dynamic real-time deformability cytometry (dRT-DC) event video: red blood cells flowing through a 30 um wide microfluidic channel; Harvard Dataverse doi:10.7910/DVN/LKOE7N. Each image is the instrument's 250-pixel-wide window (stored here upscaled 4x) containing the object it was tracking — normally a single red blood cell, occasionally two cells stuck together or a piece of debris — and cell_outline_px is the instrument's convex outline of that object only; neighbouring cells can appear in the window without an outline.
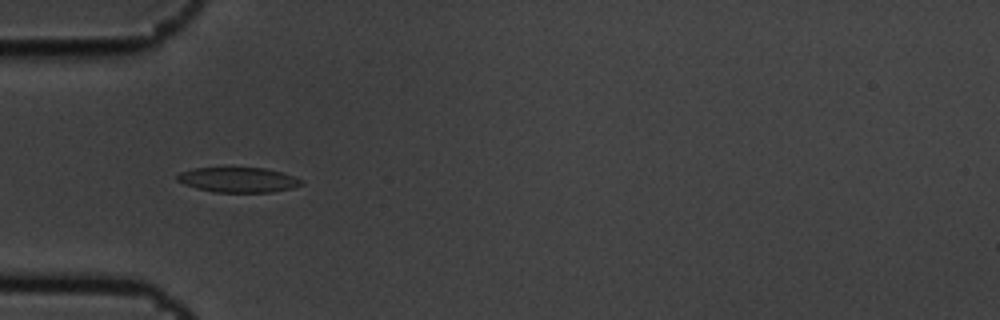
{"species": "common noctule bat (a hibernating species)", "species_latin": "Nyctalus noctula", "temperature_condition": "cold", "stored_images_in_passage": 6, "camera_frame_rate_fps": 3000, "um_per_image_px": 0.085, "animal": {"sex": "male", "body_mass_g": 19.5, "forearm_length_mm": 54.6}, "frame": {"image": 1, "passage_image": 5, "time_ms": 1.333, "image_size_px": [1000, 320], "cell_outline_px": [[304, 184], [292, 188], [272, 192], [212, 192], [196, 188], [184, 184], [176, 180], [176, 176], [180, 172], [196, 168], [264, 168], [280, 172], [304, 180]], "centroid_in_image_um": [20.24, 15.29], "position_along_channel_um": 64.8, "area_um2": 18.03}}
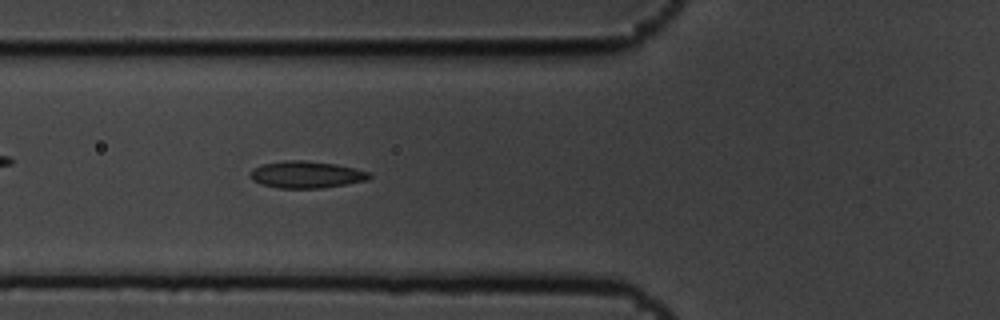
{"frame": {"image": 2, "passage_image": 6, "time_ms": 1.667, "image_size_px": [1000, 320], "cell_outline_px": [[372, 176], [368, 180], [320, 188], [276, 188], [260, 184], [252, 180], [248, 176], [248, 172], [252, 168], [260, 164], [284, 160], [304, 160], [336, 164], [356, 168], [368, 172]], "centroid_in_image_um": [25.96, 14.83], "position_along_channel_um": 99.8, "area_um2": 18.96}}